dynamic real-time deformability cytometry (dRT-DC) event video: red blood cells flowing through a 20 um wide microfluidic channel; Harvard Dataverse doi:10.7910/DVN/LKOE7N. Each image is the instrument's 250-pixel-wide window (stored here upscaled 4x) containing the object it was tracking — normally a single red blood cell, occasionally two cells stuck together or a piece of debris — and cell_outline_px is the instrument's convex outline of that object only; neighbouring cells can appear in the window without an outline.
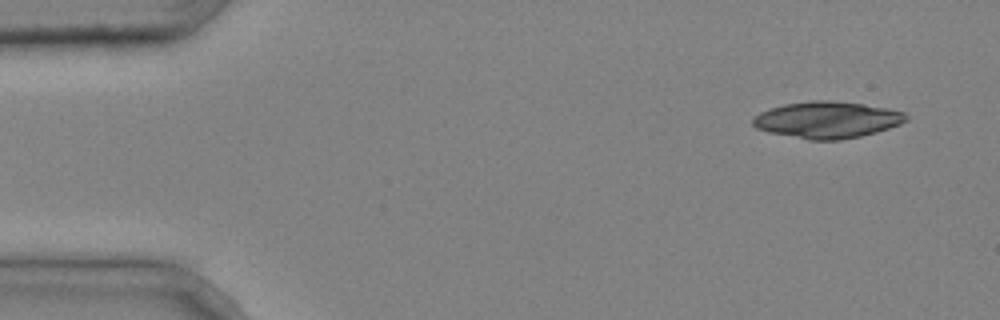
{"species": "common noctule bat (a hibernating species)", "species_latin": "Nyctalus noctula", "temperature_condition": "cold", "stored_images_in_passage": 5, "camera_frame_rate_fps": 3000, "um_per_image_px": 0.085, "animal": {"sex": "male", "body_mass_g": 20.4}, "frame": {"image": 1, "passage_image": 1, "time_ms": 0.0, "image_size_px": [1000, 320], "cell_outline_px": [[908, 120], [900, 124], [876, 132], [860, 136], [840, 140], [808, 140], [768, 132], [756, 128], [752, 124], [752, 120], [760, 112], [768, 108], [784, 104], [812, 100], [832, 100], [864, 104], [888, 108], [904, 112], [908, 116]], "centroid_in_image_um": [70.3, 10.18], "position_along_channel_um": 14.7, "area_um2": 32.89}}